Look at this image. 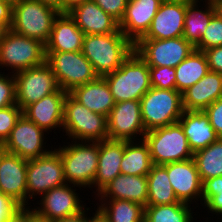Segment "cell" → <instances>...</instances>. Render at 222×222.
<instances>
[{"label": "cell", "instance_id": "cell-1", "mask_svg": "<svg viewBox=\"0 0 222 222\" xmlns=\"http://www.w3.org/2000/svg\"><path fill=\"white\" fill-rule=\"evenodd\" d=\"M134 51V44L119 30L111 34H86L82 53L95 73L103 77L118 69Z\"/></svg>", "mask_w": 222, "mask_h": 222}, {"label": "cell", "instance_id": "cell-2", "mask_svg": "<svg viewBox=\"0 0 222 222\" xmlns=\"http://www.w3.org/2000/svg\"><path fill=\"white\" fill-rule=\"evenodd\" d=\"M116 103L140 100L152 87L149 66L134 50L114 72L103 76Z\"/></svg>", "mask_w": 222, "mask_h": 222}, {"label": "cell", "instance_id": "cell-3", "mask_svg": "<svg viewBox=\"0 0 222 222\" xmlns=\"http://www.w3.org/2000/svg\"><path fill=\"white\" fill-rule=\"evenodd\" d=\"M69 143L56 149L63 163L65 181L92 190L99 160V142L73 140L72 144Z\"/></svg>", "mask_w": 222, "mask_h": 222}, {"label": "cell", "instance_id": "cell-4", "mask_svg": "<svg viewBox=\"0 0 222 222\" xmlns=\"http://www.w3.org/2000/svg\"><path fill=\"white\" fill-rule=\"evenodd\" d=\"M59 11L37 0H14L10 29L46 44Z\"/></svg>", "mask_w": 222, "mask_h": 222}, {"label": "cell", "instance_id": "cell-5", "mask_svg": "<svg viewBox=\"0 0 222 222\" xmlns=\"http://www.w3.org/2000/svg\"><path fill=\"white\" fill-rule=\"evenodd\" d=\"M63 131L71 140L101 142L108 139L107 117L90 111L67 93Z\"/></svg>", "mask_w": 222, "mask_h": 222}, {"label": "cell", "instance_id": "cell-6", "mask_svg": "<svg viewBox=\"0 0 222 222\" xmlns=\"http://www.w3.org/2000/svg\"><path fill=\"white\" fill-rule=\"evenodd\" d=\"M140 105L146 132L177 123L184 112L182 93L176 89L151 87L140 99Z\"/></svg>", "mask_w": 222, "mask_h": 222}, {"label": "cell", "instance_id": "cell-7", "mask_svg": "<svg viewBox=\"0 0 222 222\" xmlns=\"http://www.w3.org/2000/svg\"><path fill=\"white\" fill-rule=\"evenodd\" d=\"M143 139L149 147L151 160L155 165L193 158L194 153L178 122L147 131Z\"/></svg>", "mask_w": 222, "mask_h": 222}, {"label": "cell", "instance_id": "cell-8", "mask_svg": "<svg viewBox=\"0 0 222 222\" xmlns=\"http://www.w3.org/2000/svg\"><path fill=\"white\" fill-rule=\"evenodd\" d=\"M46 62L45 44L11 29L0 41V69L8 67L11 73L42 65Z\"/></svg>", "mask_w": 222, "mask_h": 222}, {"label": "cell", "instance_id": "cell-9", "mask_svg": "<svg viewBox=\"0 0 222 222\" xmlns=\"http://www.w3.org/2000/svg\"><path fill=\"white\" fill-rule=\"evenodd\" d=\"M46 63L51 67L60 88L67 93L98 77L82 51L46 52Z\"/></svg>", "mask_w": 222, "mask_h": 222}, {"label": "cell", "instance_id": "cell-10", "mask_svg": "<svg viewBox=\"0 0 222 222\" xmlns=\"http://www.w3.org/2000/svg\"><path fill=\"white\" fill-rule=\"evenodd\" d=\"M27 205L29 199L66 184L61 156L54 148L36 159L27 160Z\"/></svg>", "mask_w": 222, "mask_h": 222}, {"label": "cell", "instance_id": "cell-11", "mask_svg": "<svg viewBox=\"0 0 222 222\" xmlns=\"http://www.w3.org/2000/svg\"><path fill=\"white\" fill-rule=\"evenodd\" d=\"M16 105L22 110L60 89L51 67L42 65L16 72Z\"/></svg>", "mask_w": 222, "mask_h": 222}, {"label": "cell", "instance_id": "cell-12", "mask_svg": "<svg viewBox=\"0 0 222 222\" xmlns=\"http://www.w3.org/2000/svg\"><path fill=\"white\" fill-rule=\"evenodd\" d=\"M195 47L183 37L170 39H139L134 50L148 66L176 67Z\"/></svg>", "mask_w": 222, "mask_h": 222}, {"label": "cell", "instance_id": "cell-13", "mask_svg": "<svg viewBox=\"0 0 222 222\" xmlns=\"http://www.w3.org/2000/svg\"><path fill=\"white\" fill-rule=\"evenodd\" d=\"M108 139L119 141L142 140L146 133L141 116L140 100L115 103L108 117ZM141 138H137L138 136Z\"/></svg>", "mask_w": 222, "mask_h": 222}, {"label": "cell", "instance_id": "cell-14", "mask_svg": "<svg viewBox=\"0 0 222 222\" xmlns=\"http://www.w3.org/2000/svg\"><path fill=\"white\" fill-rule=\"evenodd\" d=\"M45 132L22 114L3 147L6 152L16 154L23 159H36L52 150L44 147L47 143V141L44 142Z\"/></svg>", "mask_w": 222, "mask_h": 222}, {"label": "cell", "instance_id": "cell-15", "mask_svg": "<svg viewBox=\"0 0 222 222\" xmlns=\"http://www.w3.org/2000/svg\"><path fill=\"white\" fill-rule=\"evenodd\" d=\"M74 184H64L53 188L41 196L39 205L34 207V212L45 219L55 221L79 214L85 209L79 195L75 192ZM74 187V189H73ZM81 202V203H80Z\"/></svg>", "mask_w": 222, "mask_h": 222}, {"label": "cell", "instance_id": "cell-16", "mask_svg": "<svg viewBox=\"0 0 222 222\" xmlns=\"http://www.w3.org/2000/svg\"><path fill=\"white\" fill-rule=\"evenodd\" d=\"M27 160L4 152L0 162V192L20 207H27Z\"/></svg>", "mask_w": 222, "mask_h": 222}, {"label": "cell", "instance_id": "cell-17", "mask_svg": "<svg viewBox=\"0 0 222 222\" xmlns=\"http://www.w3.org/2000/svg\"><path fill=\"white\" fill-rule=\"evenodd\" d=\"M163 166L167 170L170 184L180 202L191 205L192 202L196 203L200 200L202 203V181L193 158Z\"/></svg>", "mask_w": 222, "mask_h": 222}, {"label": "cell", "instance_id": "cell-18", "mask_svg": "<svg viewBox=\"0 0 222 222\" xmlns=\"http://www.w3.org/2000/svg\"><path fill=\"white\" fill-rule=\"evenodd\" d=\"M186 1L164 0L154 16L147 33L141 39H170L182 37Z\"/></svg>", "mask_w": 222, "mask_h": 222}, {"label": "cell", "instance_id": "cell-19", "mask_svg": "<svg viewBox=\"0 0 222 222\" xmlns=\"http://www.w3.org/2000/svg\"><path fill=\"white\" fill-rule=\"evenodd\" d=\"M164 0H128L119 29L135 44L148 31Z\"/></svg>", "mask_w": 222, "mask_h": 222}, {"label": "cell", "instance_id": "cell-20", "mask_svg": "<svg viewBox=\"0 0 222 222\" xmlns=\"http://www.w3.org/2000/svg\"><path fill=\"white\" fill-rule=\"evenodd\" d=\"M66 95L67 92L60 88L58 91L26 106L22 110V114L47 133H49L48 131L52 132V129H57V127L63 129Z\"/></svg>", "mask_w": 222, "mask_h": 222}, {"label": "cell", "instance_id": "cell-21", "mask_svg": "<svg viewBox=\"0 0 222 222\" xmlns=\"http://www.w3.org/2000/svg\"><path fill=\"white\" fill-rule=\"evenodd\" d=\"M99 199H121L147 206L148 181L147 176L128 175L120 173L99 193Z\"/></svg>", "mask_w": 222, "mask_h": 222}, {"label": "cell", "instance_id": "cell-22", "mask_svg": "<svg viewBox=\"0 0 222 222\" xmlns=\"http://www.w3.org/2000/svg\"><path fill=\"white\" fill-rule=\"evenodd\" d=\"M84 36L83 31L68 13H59L54 20L49 40L45 44V51H82Z\"/></svg>", "mask_w": 222, "mask_h": 222}, {"label": "cell", "instance_id": "cell-23", "mask_svg": "<svg viewBox=\"0 0 222 222\" xmlns=\"http://www.w3.org/2000/svg\"><path fill=\"white\" fill-rule=\"evenodd\" d=\"M86 34H111L118 32L119 22L107 14L93 0L84 2L68 13Z\"/></svg>", "mask_w": 222, "mask_h": 222}, {"label": "cell", "instance_id": "cell-24", "mask_svg": "<svg viewBox=\"0 0 222 222\" xmlns=\"http://www.w3.org/2000/svg\"><path fill=\"white\" fill-rule=\"evenodd\" d=\"M220 97H222V74L209 71L182 93L183 108L188 111H204Z\"/></svg>", "mask_w": 222, "mask_h": 222}, {"label": "cell", "instance_id": "cell-25", "mask_svg": "<svg viewBox=\"0 0 222 222\" xmlns=\"http://www.w3.org/2000/svg\"><path fill=\"white\" fill-rule=\"evenodd\" d=\"M124 155V141L103 140L99 142V160L92 188L100 192L121 173L120 165Z\"/></svg>", "mask_w": 222, "mask_h": 222}, {"label": "cell", "instance_id": "cell-26", "mask_svg": "<svg viewBox=\"0 0 222 222\" xmlns=\"http://www.w3.org/2000/svg\"><path fill=\"white\" fill-rule=\"evenodd\" d=\"M69 94L90 111L108 117L115 105L110 87L104 77L74 88Z\"/></svg>", "mask_w": 222, "mask_h": 222}, {"label": "cell", "instance_id": "cell-27", "mask_svg": "<svg viewBox=\"0 0 222 222\" xmlns=\"http://www.w3.org/2000/svg\"><path fill=\"white\" fill-rule=\"evenodd\" d=\"M178 123L183 129L193 153L206 148L220 138L210 124L209 118L204 111L184 110Z\"/></svg>", "mask_w": 222, "mask_h": 222}, {"label": "cell", "instance_id": "cell-28", "mask_svg": "<svg viewBox=\"0 0 222 222\" xmlns=\"http://www.w3.org/2000/svg\"><path fill=\"white\" fill-rule=\"evenodd\" d=\"M205 1V9L201 10L198 6L199 1L187 2L184 20L183 38L190 42L194 47L200 42L201 36L206 30L212 16L217 12V6L211 0ZM199 3V4H198Z\"/></svg>", "mask_w": 222, "mask_h": 222}, {"label": "cell", "instance_id": "cell-29", "mask_svg": "<svg viewBox=\"0 0 222 222\" xmlns=\"http://www.w3.org/2000/svg\"><path fill=\"white\" fill-rule=\"evenodd\" d=\"M99 202L97 213L103 222H144L145 207L138 203L121 199H100Z\"/></svg>", "mask_w": 222, "mask_h": 222}, {"label": "cell", "instance_id": "cell-30", "mask_svg": "<svg viewBox=\"0 0 222 222\" xmlns=\"http://www.w3.org/2000/svg\"><path fill=\"white\" fill-rule=\"evenodd\" d=\"M175 71L176 90L183 93L210 70L204 52L194 49L187 58L175 67Z\"/></svg>", "mask_w": 222, "mask_h": 222}, {"label": "cell", "instance_id": "cell-31", "mask_svg": "<svg viewBox=\"0 0 222 222\" xmlns=\"http://www.w3.org/2000/svg\"><path fill=\"white\" fill-rule=\"evenodd\" d=\"M152 166L149 147L144 139L124 141V155L120 165L122 174L147 176Z\"/></svg>", "mask_w": 222, "mask_h": 222}, {"label": "cell", "instance_id": "cell-32", "mask_svg": "<svg viewBox=\"0 0 222 222\" xmlns=\"http://www.w3.org/2000/svg\"><path fill=\"white\" fill-rule=\"evenodd\" d=\"M147 181V205L183 203L177 199L173 187L170 184L167 170L163 165L153 164L147 175Z\"/></svg>", "mask_w": 222, "mask_h": 222}, {"label": "cell", "instance_id": "cell-33", "mask_svg": "<svg viewBox=\"0 0 222 222\" xmlns=\"http://www.w3.org/2000/svg\"><path fill=\"white\" fill-rule=\"evenodd\" d=\"M193 159L202 182L222 176V137L206 148L194 152Z\"/></svg>", "mask_w": 222, "mask_h": 222}, {"label": "cell", "instance_id": "cell-34", "mask_svg": "<svg viewBox=\"0 0 222 222\" xmlns=\"http://www.w3.org/2000/svg\"><path fill=\"white\" fill-rule=\"evenodd\" d=\"M190 206L186 203L147 205L144 222H193Z\"/></svg>", "mask_w": 222, "mask_h": 222}, {"label": "cell", "instance_id": "cell-35", "mask_svg": "<svg viewBox=\"0 0 222 222\" xmlns=\"http://www.w3.org/2000/svg\"><path fill=\"white\" fill-rule=\"evenodd\" d=\"M204 202V203H203ZM202 203L209 213L222 217V176L206 179L202 182Z\"/></svg>", "mask_w": 222, "mask_h": 222}, {"label": "cell", "instance_id": "cell-36", "mask_svg": "<svg viewBox=\"0 0 222 222\" xmlns=\"http://www.w3.org/2000/svg\"><path fill=\"white\" fill-rule=\"evenodd\" d=\"M216 46H222V16L218 11L212 16L195 49L204 51Z\"/></svg>", "mask_w": 222, "mask_h": 222}, {"label": "cell", "instance_id": "cell-37", "mask_svg": "<svg viewBox=\"0 0 222 222\" xmlns=\"http://www.w3.org/2000/svg\"><path fill=\"white\" fill-rule=\"evenodd\" d=\"M151 86L158 89H176L175 67L149 66Z\"/></svg>", "mask_w": 222, "mask_h": 222}, {"label": "cell", "instance_id": "cell-38", "mask_svg": "<svg viewBox=\"0 0 222 222\" xmlns=\"http://www.w3.org/2000/svg\"><path fill=\"white\" fill-rule=\"evenodd\" d=\"M22 115V109L17 105H11L0 109V145L8 139L11 130Z\"/></svg>", "mask_w": 222, "mask_h": 222}, {"label": "cell", "instance_id": "cell-39", "mask_svg": "<svg viewBox=\"0 0 222 222\" xmlns=\"http://www.w3.org/2000/svg\"><path fill=\"white\" fill-rule=\"evenodd\" d=\"M16 105V83L14 75L0 72V109Z\"/></svg>", "mask_w": 222, "mask_h": 222}, {"label": "cell", "instance_id": "cell-40", "mask_svg": "<svg viewBox=\"0 0 222 222\" xmlns=\"http://www.w3.org/2000/svg\"><path fill=\"white\" fill-rule=\"evenodd\" d=\"M107 14L111 15L118 22L124 16L128 0H93Z\"/></svg>", "mask_w": 222, "mask_h": 222}, {"label": "cell", "instance_id": "cell-41", "mask_svg": "<svg viewBox=\"0 0 222 222\" xmlns=\"http://www.w3.org/2000/svg\"><path fill=\"white\" fill-rule=\"evenodd\" d=\"M204 112L208 116L216 134L222 137V97L209 105Z\"/></svg>", "mask_w": 222, "mask_h": 222}, {"label": "cell", "instance_id": "cell-42", "mask_svg": "<svg viewBox=\"0 0 222 222\" xmlns=\"http://www.w3.org/2000/svg\"><path fill=\"white\" fill-rule=\"evenodd\" d=\"M209 70L222 74V46H216L203 51Z\"/></svg>", "mask_w": 222, "mask_h": 222}, {"label": "cell", "instance_id": "cell-43", "mask_svg": "<svg viewBox=\"0 0 222 222\" xmlns=\"http://www.w3.org/2000/svg\"><path fill=\"white\" fill-rule=\"evenodd\" d=\"M19 207L9 196L0 192V222H5Z\"/></svg>", "mask_w": 222, "mask_h": 222}, {"label": "cell", "instance_id": "cell-44", "mask_svg": "<svg viewBox=\"0 0 222 222\" xmlns=\"http://www.w3.org/2000/svg\"><path fill=\"white\" fill-rule=\"evenodd\" d=\"M14 0H0V22L9 28L12 24V5Z\"/></svg>", "mask_w": 222, "mask_h": 222}, {"label": "cell", "instance_id": "cell-45", "mask_svg": "<svg viewBox=\"0 0 222 222\" xmlns=\"http://www.w3.org/2000/svg\"><path fill=\"white\" fill-rule=\"evenodd\" d=\"M5 222H31V208L19 207Z\"/></svg>", "mask_w": 222, "mask_h": 222}, {"label": "cell", "instance_id": "cell-46", "mask_svg": "<svg viewBox=\"0 0 222 222\" xmlns=\"http://www.w3.org/2000/svg\"><path fill=\"white\" fill-rule=\"evenodd\" d=\"M88 210H89V208L87 207V208H85V210L81 211L77 215H74L71 217H66L63 219H58V220H55L54 222H93L98 217L97 209H96L94 215L90 216L91 218L85 213V212H88Z\"/></svg>", "mask_w": 222, "mask_h": 222}, {"label": "cell", "instance_id": "cell-47", "mask_svg": "<svg viewBox=\"0 0 222 222\" xmlns=\"http://www.w3.org/2000/svg\"><path fill=\"white\" fill-rule=\"evenodd\" d=\"M89 0H63L62 2V13H69L75 7L82 5L84 2Z\"/></svg>", "mask_w": 222, "mask_h": 222}, {"label": "cell", "instance_id": "cell-48", "mask_svg": "<svg viewBox=\"0 0 222 222\" xmlns=\"http://www.w3.org/2000/svg\"><path fill=\"white\" fill-rule=\"evenodd\" d=\"M43 4H47L51 7H54L59 11V13H62V2L63 0H37Z\"/></svg>", "mask_w": 222, "mask_h": 222}, {"label": "cell", "instance_id": "cell-49", "mask_svg": "<svg viewBox=\"0 0 222 222\" xmlns=\"http://www.w3.org/2000/svg\"><path fill=\"white\" fill-rule=\"evenodd\" d=\"M31 222H54L45 218H42L38 216L35 212L34 209H31Z\"/></svg>", "mask_w": 222, "mask_h": 222}, {"label": "cell", "instance_id": "cell-50", "mask_svg": "<svg viewBox=\"0 0 222 222\" xmlns=\"http://www.w3.org/2000/svg\"><path fill=\"white\" fill-rule=\"evenodd\" d=\"M10 28L3 22H0V41L6 36Z\"/></svg>", "mask_w": 222, "mask_h": 222}, {"label": "cell", "instance_id": "cell-51", "mask_svg": "<svg viewBox=\"0 0 222 222\" xmlns=\"http://www.w3.org/2000/svg\"><path fill=\"white\" fill-rule=\"evenodd\" d=\"M217 11L221 14V16H222V3H219L218 5H217Z\"/></svg>", "mask_w": 222, "mask_h": 222}, {"label": "cell", "instance_id": "cell-52", "mask_svg": "<svg viewBox=\"0 0 222 222\" xmlns=\"http://www.w3.org/2000/svg\"><path fill=\"white\" fill-rule=\"evenodd\" d=\"M5 152V149L3 147V145H0V162H1V157H2V154Z\"/></svg>", "mask_w": 222, "mask_h": 222}, {"label": "cell", "instance_id": "cell-53", "mask_svg": "<svg viewBox=\"0 0 222 222\" xmlns=\"http://www.w3.org/2000/svg\"><path fill=\"white\" fill-rule=\"evenodd\" d=\"M216 6L219 4V3H222V0H211Z\"/></svg>", "mask_w": 222, "mask_h": 222}, {"label": "cell", "instance_id": "cell-54", "mask_svg": "<svg viewBox=\"0 0 222 222\" xmlns=\"http://www.w3.org/2000/svg\"><path fill=\"white\" fill-rule=\"evenodd\" d=\"M93 222H103L100 217L98 216Z\"/></svg>", "mask_w": 222, "mask_h": 222}, {"label": "cell", "instance_id": "cell-55", "mask_svg": "<svg viewBox=\"0 0 222 222\" xmlns=\"http://www.w3.org/2000/svg\"><path fill=\"white\" fill-rule=\"evenodd\" d=\"M183 1H187V2H195V1H199V0H183ZM203 1V0H200Z\"/></svg>", "mask_w": 222, "mask_h": 222}]
</instances>
